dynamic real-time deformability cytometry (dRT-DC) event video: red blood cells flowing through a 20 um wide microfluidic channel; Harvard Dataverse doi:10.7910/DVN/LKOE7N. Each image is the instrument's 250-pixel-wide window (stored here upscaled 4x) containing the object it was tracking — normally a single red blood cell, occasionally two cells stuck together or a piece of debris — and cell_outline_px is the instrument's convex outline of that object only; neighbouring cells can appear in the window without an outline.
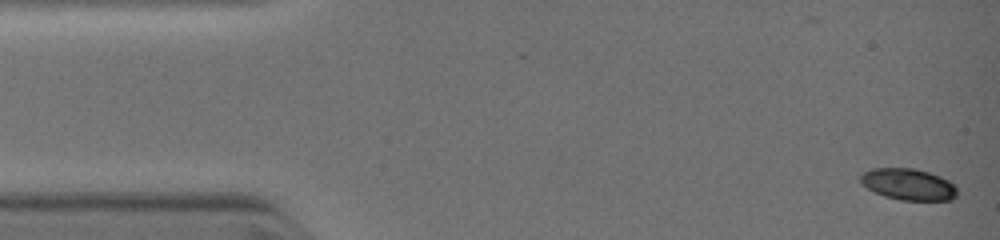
{"species": "common noctule bat (a hibernating species)", "species_latin": "Nyctalus noctula", "temperature_condition": "warm", "stored_images_in_passage": 22, "camera_frame_rate_fps": 3000, "um_per_image_px": 0.085, "animal": {"sex": "female", "body_mass_g": 19.0, "forearm_length_mm": 51.5}, "frame": {"image": 1, "passage_image": 1, "time_ms": 0.0, "image_size_px": [1000, 240], "cell_outline_px": [[956, 196], [952, 200], [900, 200], [884, 196], [860, 184], [860, 176], [864, 172], [872, 168], [912, 168], [928, 172], [940, 176], [956, 184]], "centroid_in_image_um": [77.21, 15.67], "position_along_channel_um": 7.8, "area_um2": 17.74}}
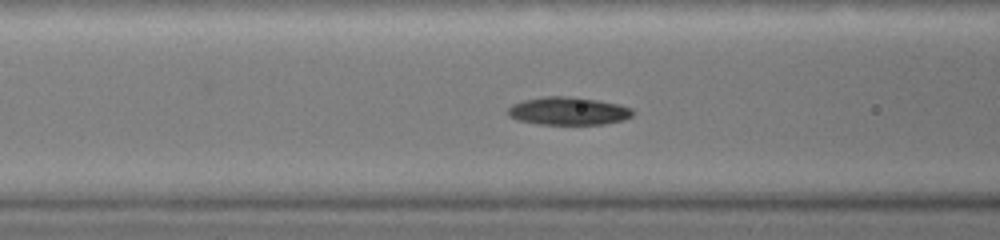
{"frame": {"image": 2, "passage_image": 15, "time_ms": 4.333, "image_size_px": [1000, 240], "cell_outline_px": [[632, 116], [624, 120], [604, 124], [540, 124], [516, 120], [508, 116], [508, 108], [512, 104], [524, 100], [544, 96], [568, 96], [600, 100], [632, 108]], "centroid_in_image_um": [48.28, 9.43], "position_along_channel_um": 118.3, "area_um2": 20.35}}
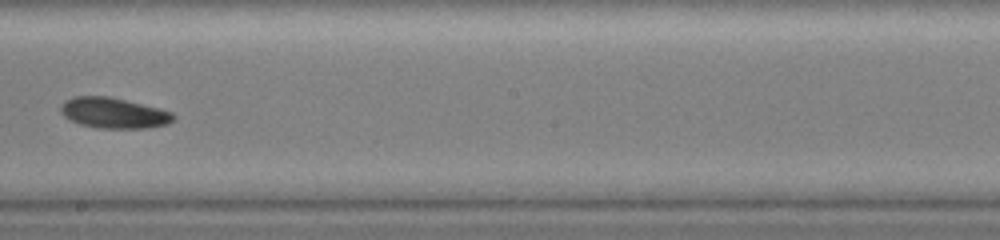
{"frame": {"image": 3, "passage_image": 22, "time_ms": 6.667, "image_size_px": [1000, 240], "cell_outline_px": [[176, 116], [168, 124], [148, 128], [96, 128], [80, 124], [64, 116], [60, 112], [60, 104], [64, 100], [72, 96], [112, 96], [160, 108], [172, 112]], "centroid_in_image_um": [9.66, 9.59], "position_along_channel_um": 238.5, "area_um2": 20.4}}